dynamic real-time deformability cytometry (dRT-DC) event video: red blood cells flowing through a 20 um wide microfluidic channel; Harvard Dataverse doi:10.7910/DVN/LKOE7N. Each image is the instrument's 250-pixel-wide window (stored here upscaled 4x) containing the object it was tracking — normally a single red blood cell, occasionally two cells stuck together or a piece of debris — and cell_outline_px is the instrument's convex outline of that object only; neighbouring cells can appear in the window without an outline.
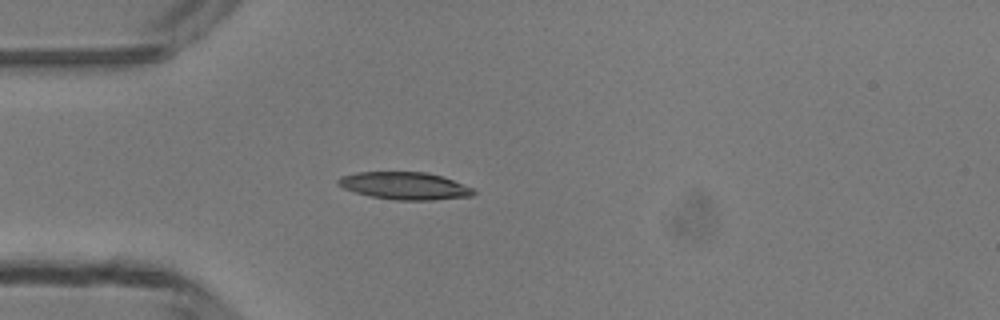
{"species": "common noctule bat (a hibernating species)", "species_latin": "Nyctalus noctula", "temperature_condition": "room temperature", "stored_images_in_passage": 32, "camera_frame_rate_fps": 3000, "um_per_image_px": 0.085, "animal": {"sex": "male", "body_mass_g": 13.3}, "frame": {"image": 1, "passage_image": 1, "time_ms": 0.0, "image_size_px": [1000, 320], "cell_outline_px": [[476, 192], [472, 196], [432, 200], [396, 200], [372, 196], [356, 192], [344, 188], [336, 184], [336, 180], [340, 176], [356, 172], [428, 172], [452, 180], [472, 188]], "centroid_in_image_um": [34.37, 15.79], "position_along_channel_um": 50.6, "area_um2": 21.5}}
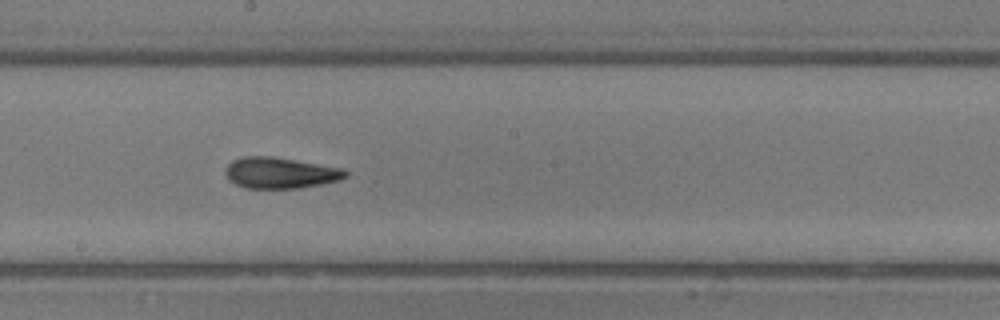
{"frame": {"image": 2, "passage_image": 14, "time_ms": 4.333, "image_size_px": [1000, 320], "cell_outline_px": [[348, 176], [340, 180], [300, 188], [248, 188], [236, 184], [228, 180], [224, 172], [224, 168], [232, 160], [244, 156], [272, 156], [344, 168], [348, 172]], "centroid_in_image_um": [23.81, 14.69], "position_along_channel_um": 224.4, "area_um2": 21.91}}
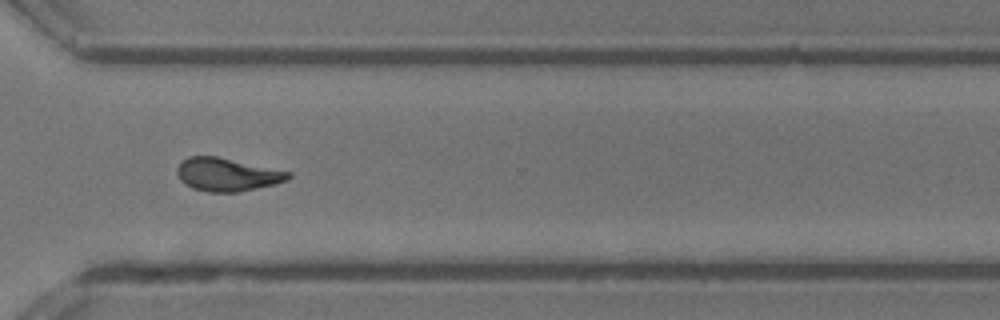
{"frame": {"image": 3, "passage_image": 23, "time_ms": 7.333, "image_size_px": [1000, 320], "cell_outline_px": [[292, 176], [288, 180], [276, 184], [240, 192], [208, 192], [192, 188], [180, 180], [176, 172], [176, 168], [188, 156], [216, 156], [292, 172]], "centroid_in_image_um": [19.33, 14.84], "position_along_channel_um": 351.3, "area_um2": 21.56}, "authors_computed_cell_mechanics": {"area_um2": 21.4438, "velocity_mm_per_s": 4.2452, "shape_relaxation_time_tau1_ms": 4.4792, "shape_relaxation_time_tau2_ms": 2.5352, "deformation_change_tau1": 0.1829, "deformation_change_tau2": 0.1063}}